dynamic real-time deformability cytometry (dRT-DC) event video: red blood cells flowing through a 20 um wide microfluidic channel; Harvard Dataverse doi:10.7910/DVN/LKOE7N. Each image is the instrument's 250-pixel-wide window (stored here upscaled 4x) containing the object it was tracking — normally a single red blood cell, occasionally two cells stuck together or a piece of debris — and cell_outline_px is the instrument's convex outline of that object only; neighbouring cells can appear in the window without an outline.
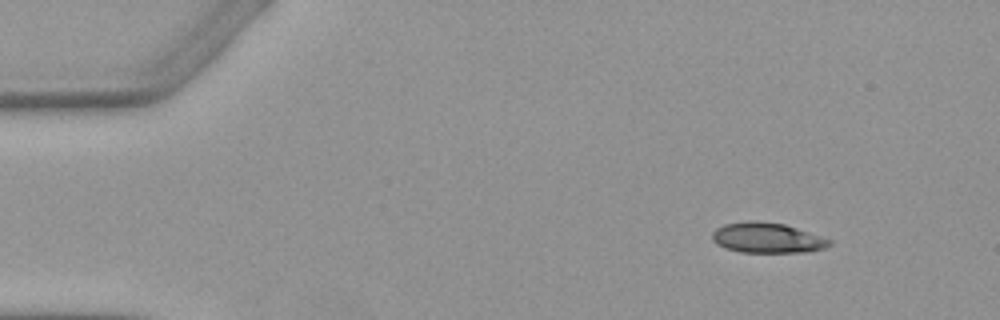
{"species": "Egyptian fruit bat (a non-hibernating species)", "species_latin": "Rousettus aegyptiacus", "temperature_condition": "warm", "stored_images_in_passage": 7, "camera_frame_rate_fps": 3000, "um_per_image_px": 0.085, "animal": {"sex": "female"}, "frame": {"image": 1, "passage_image": 1, "time_ms": 0.0, "image_size_px": [1000, 320], "cell_outline_px": [[832, 244], [824, 248], [808, 252], [740, 252], [724, 248], [716, 244], [712, 240], [712, 232], [716, 228], [724, 224], [748, 220], [756, 220], [784, 224], [832, 240]], "centroid_in_image_um": [65.17, 20.21], "position_along_channel_um": 19.8, "area_um2": 20.75}}
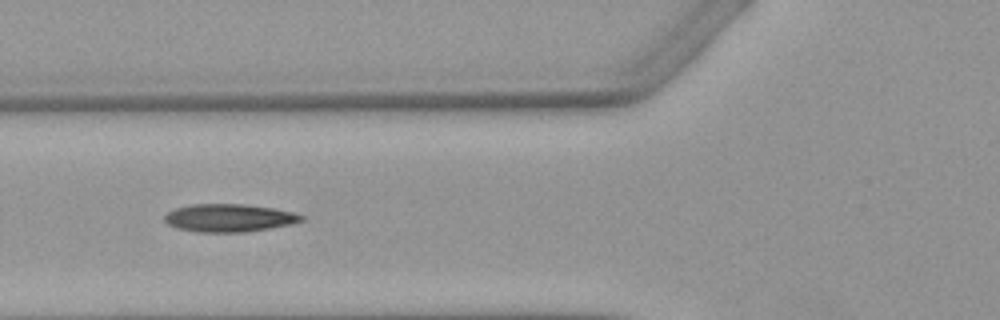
{"frame": {"image": 2, "passage_image": 5, "time_ms": 4.667, "image_size_px": [1000, 320], "cell_outline_px": [[304, 220], [292, 224], [272, 228], [244, 232], [200, 232], [176, 228], [168, 224], [164, 220], [164, 216], [172, 208], [192, 204], [244, 204], [272, 208], [292, 212], [304, 216]], "centroid_in_image_um": [19.45, 18.52], "position_along_channel_um": 106.3, "area_um2": 22.31}}
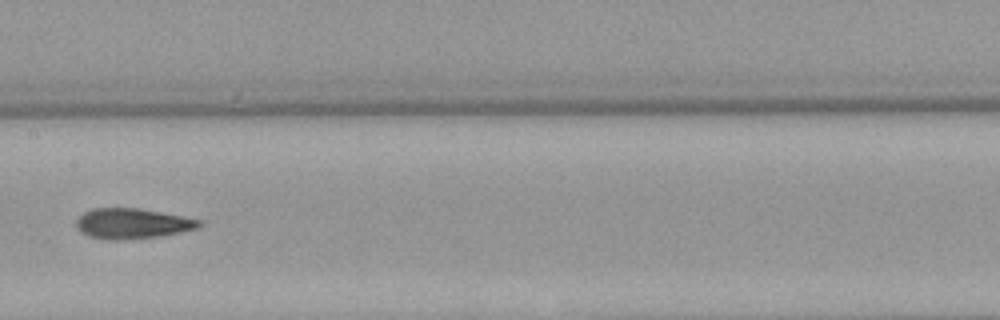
{"frame": {"image": 3, "passage_image": 7, "time_ms": 7.0, "image_size_px": [1000, 320], "cell_outline_px": [[204, 224], [200, 228], [180, 232], [156, 236], [116, 240], [108, 240], [88, 236], [80, 232], [76, 228], [76, 220], [84, 212], [92, 208], [136, 208], [184, 216], [200, 220]], "centroid_in_image_um": [11.23, 19.0], "position_along_channel_um": 196.2, "area_um2": 21.68}}